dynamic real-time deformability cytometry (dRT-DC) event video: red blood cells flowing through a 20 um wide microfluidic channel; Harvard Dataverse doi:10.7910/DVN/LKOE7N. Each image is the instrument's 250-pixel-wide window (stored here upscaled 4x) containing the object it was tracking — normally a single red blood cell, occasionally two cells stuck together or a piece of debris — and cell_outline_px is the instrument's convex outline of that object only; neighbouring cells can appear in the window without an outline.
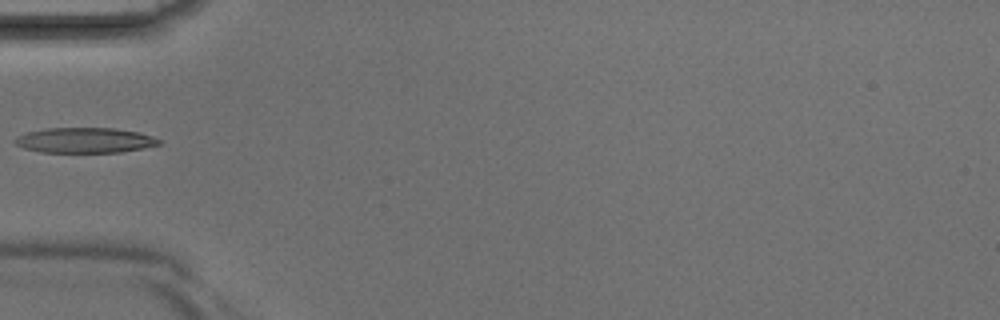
{"species": "Egyptian fruit bat (a non-hibernating species)", "species_latin": "Rousettus aegyptiacus", "temperature_condition": "room temperature", "stored_images_in_passage": 2, "camera_frame_rate_fps": 3000, "um_per_image_px": 0.085, "animal": {"sex": "male"}, "frame": {"image": 1, "passage_image": 2, "time_ms": 0.333, "image_size_px": [1000, 320], "cell_outline_px": [[160, 144], [144, 148], [120, 152], [40, 152], [24, 148], [16, 144], [12, 140], [16, 136], [28, 132], [44, 128], [112, 128], [140, 132], [152, 136], [160, 140]], "centroid_in_image_um": [7.19, 11.92], "position_along_channel_um": 77.8, "area_um2": 21.21}}